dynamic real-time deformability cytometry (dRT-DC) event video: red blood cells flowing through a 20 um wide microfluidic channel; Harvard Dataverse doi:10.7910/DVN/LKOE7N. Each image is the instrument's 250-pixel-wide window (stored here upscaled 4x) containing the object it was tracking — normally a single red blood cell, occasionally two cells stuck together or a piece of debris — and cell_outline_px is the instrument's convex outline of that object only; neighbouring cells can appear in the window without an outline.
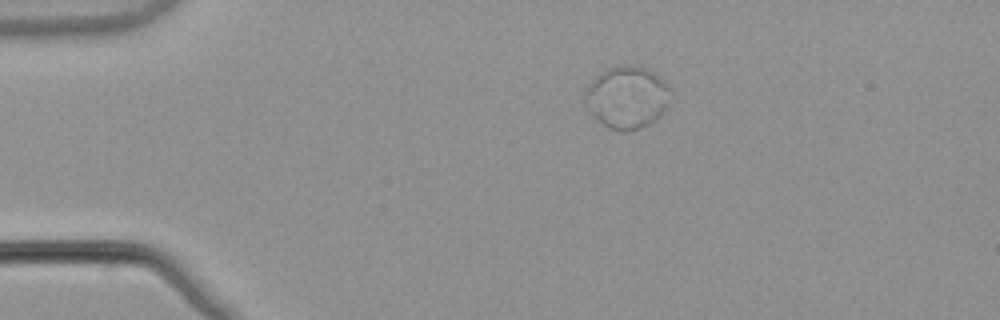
{"species": "common noctule bat (a hibernating species)", "species_latin": "Nyctalus noctula", "temperature_condition": "warm", "stored_images_in_passage": 54, "segment_of_instrument_passage": [2, 3], "camera_frame_rate_fps": 3000, "um_per_image_px": 0.085, "animal": {"sex": "male", "body_mass_g": 21.5, "forearm_length_mm": 52.0}, "frame": {"image": 1, "passage_image": 12, "time_ms": 3.667, "image_size_px": [1000, 320], "cell_outline_px": [[664, 108], [660, 116], [648, 124], [640, 128], [624, 132], [620, 132], [608, 128], [584, 104], [664, 104]], "centroid_in_image_um": [53.23, 9.79], "position_along_channel_um": 31.8, "area_um2": 11.04}}